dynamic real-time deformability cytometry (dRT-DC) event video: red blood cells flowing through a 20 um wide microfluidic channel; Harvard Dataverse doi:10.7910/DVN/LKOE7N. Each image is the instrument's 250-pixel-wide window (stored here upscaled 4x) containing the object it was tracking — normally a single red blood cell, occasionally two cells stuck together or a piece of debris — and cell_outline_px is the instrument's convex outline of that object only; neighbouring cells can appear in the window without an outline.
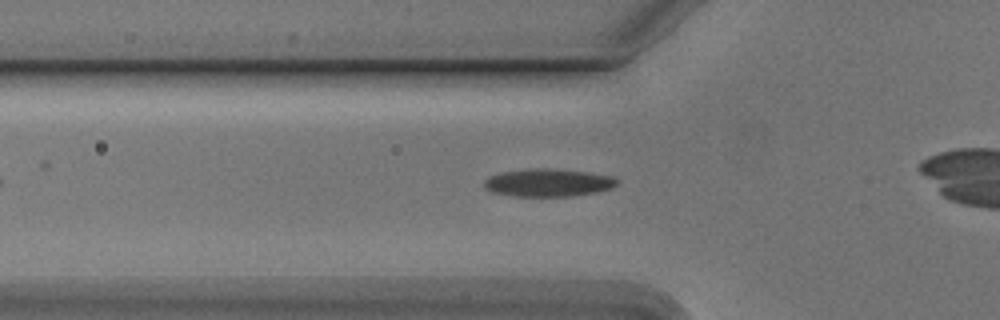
{"species": "Egyptian fruit bat (a non-hibernating species)", "species_latin": "Rousettus aegyptiacus", "temperature_condition": "cold", "stored_images_in_passage": 39, "camera_frame_rate_fps": 3000, "um_per_image_px": 0.085, "animal": {"sex": "male"}, "frame": {"image": 1, "passage_image": 13, "time_ms": 4.0, "image_size_px": [1000, 320], "cell_outline_px": [[612, 184], [600, 188], [576, 192], [516, 192], [496, 188], [488, 184], [492, 180], [504, 176], [528, 172], [560, 172], [588, 176], [612, 180]], "centroid_in_image_um": [46.64, 15.51], "position_along_channel_um": 79.2, "area_um2": 13.81}}
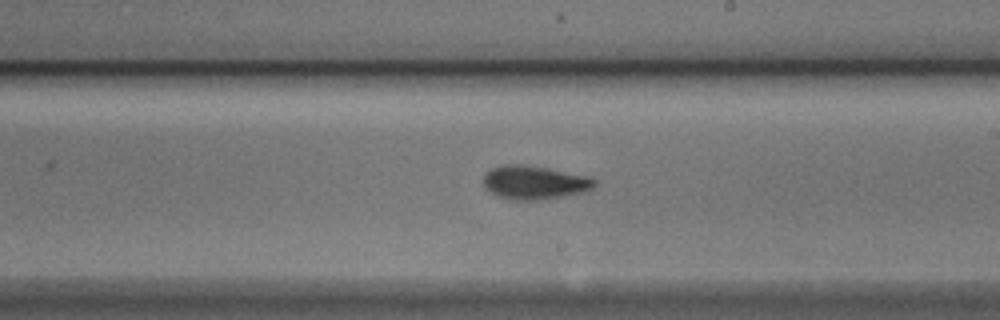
{"frame": {"image": 2, "passage_image": 26, "time_ms": 8.333, "image_size_px": [1000, 320], "cell_outline_px": [[588, 184], [580, 188], [556, 192], [508, 192], [496, 188], [488, 180], [488, 176], [492, 172], [544, 172], [588, 180]], "centroid_in_image_um": [45.43, 15.47], "position_along_channel_um": 243.6, "area_um2": 11.79}}
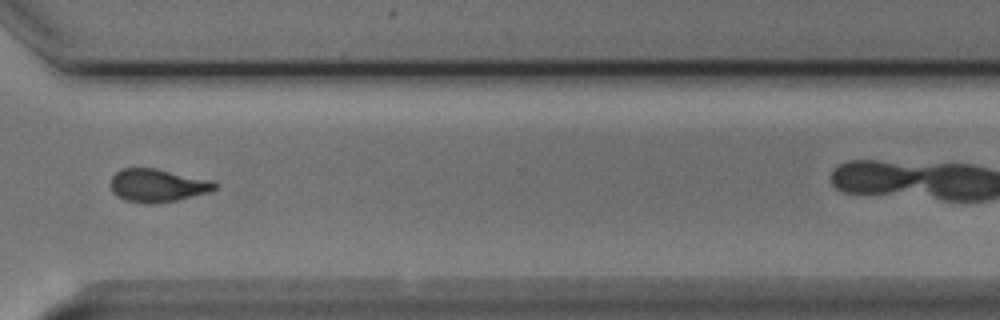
{"frame": {"image": 3, "passage_image": 35, "time_ms": 11.333, "image_size_px": [1000, 320], "cell_outline_px": [[216, 184], [212, 188], [164, 200], [140, 200], [124, 196], [116, 192], [112, 184], [112, 180], [120, 172], [132, 168], [144, 168]], "centroid_in_image_um": [13.23, 15.71], "position_along_channel_um": 357.4, "area_um2": 15.84}}